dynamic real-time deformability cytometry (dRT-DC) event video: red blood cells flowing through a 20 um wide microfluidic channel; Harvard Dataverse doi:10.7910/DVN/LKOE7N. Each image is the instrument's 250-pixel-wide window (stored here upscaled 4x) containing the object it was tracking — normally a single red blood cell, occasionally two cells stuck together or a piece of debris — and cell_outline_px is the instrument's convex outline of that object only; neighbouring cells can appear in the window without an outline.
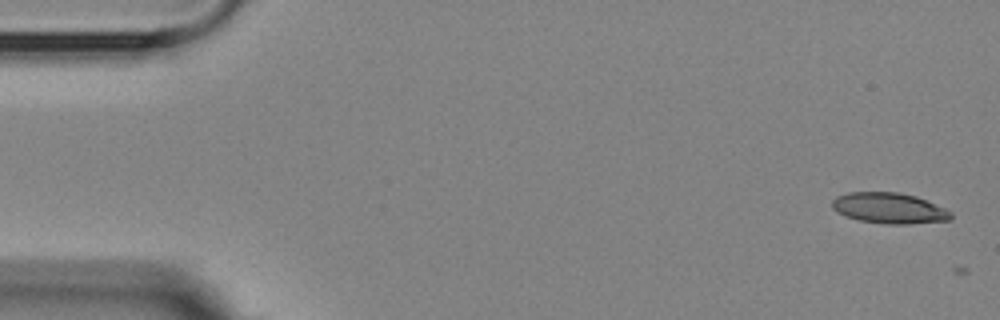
{"species": "Egyptian fruit bat (a non-hibernating species)", "species_latin": "Rousettus aegyptiacus", "temperature_condition": "room temperature", "stored_images_in_passage": 2, "camera_frame_rate_fps": 3000, "um_per_image_px": 0.085, "animal": {"sex": "female"}, "frame": {"image": 1, "passage_image": 1, "time_ms": 0.0, "image_size_px": [1000, 320], "cell_outline_px": [[952, 216], [948, 220], [908, 224], [888, 224], [860, 220], [844, 216], [836, 212], [832, 208], [832, 200], [836, 196], [848, 192], [900, 192], [916, 196], [944, 208], [952, 212]], "centroid_in_image_um": [75.54, 17.68], "position_along_channel_um": 9.5, "area_um2": 21.27}}